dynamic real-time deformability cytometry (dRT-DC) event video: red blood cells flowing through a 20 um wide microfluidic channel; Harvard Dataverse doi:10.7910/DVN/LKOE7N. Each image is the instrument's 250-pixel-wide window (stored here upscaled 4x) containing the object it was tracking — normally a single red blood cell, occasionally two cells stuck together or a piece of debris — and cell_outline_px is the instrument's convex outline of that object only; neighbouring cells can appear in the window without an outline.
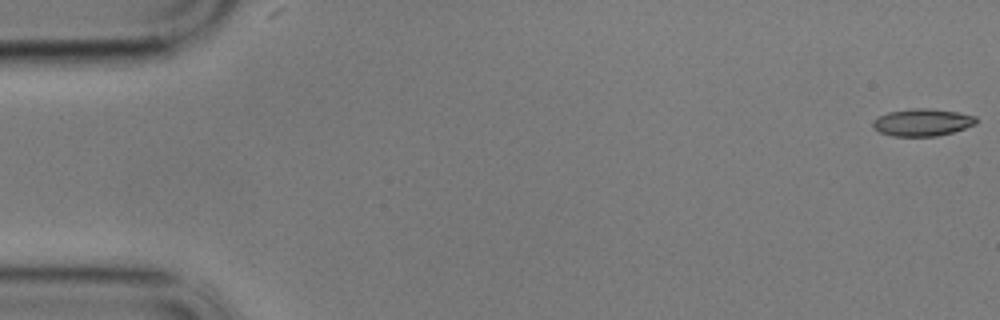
{"species": "common noctule bat (a hibernating species)", "species_latin": "Nyctalus noctula", "temperature_condition": "cold", "stored_images_in_passage": 58, "camera_frame_rate_fps": 3000, "um_per_image_px": 0.085, "animal": {"sex": "male", "body_mass_g": 17.9}, "frame": {"image": 1, "passage_image": 1, "time_ms": 0.0, "image_size_px": [1000, 320], "cell_outline_px": [[976, 124], [952, 132], [936, 136], [892, 136], [880, 132], [872, 128], [872, 120], [876, 116], [888, 112], [912, 108], [928, 108], [956, 112], [976, 116]], "centroid_in_image_um": [78.33, 10.4], "position_along_channel_um": 6.7, "area_um2": 16.47}}
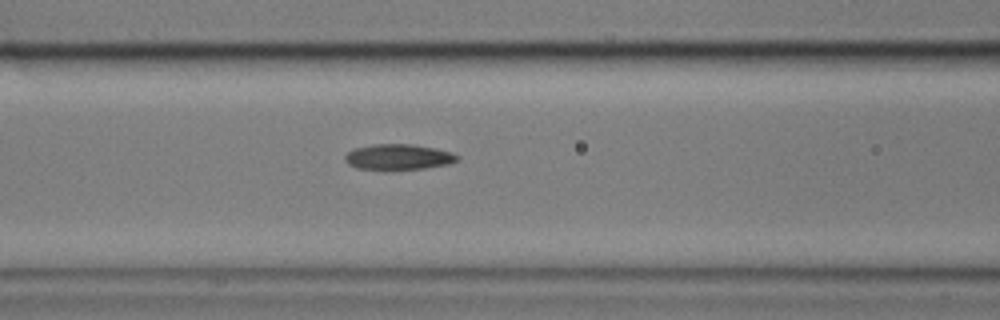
{"frame": {"image": 2, "passage_image": 24, "time_ms": 7.667, "image_size_px": [1000, 320], "cell_outline_px": [[460, 160], [448, 164], [424, 168], [388, 172], [384, 172], [356, 168], [348, 164], [344, 160], [344, 156], [352, 148], [372, 144], [412, 144], [436, 148], [452, 152], [460, 156]], "centroid_in_image_um": [33.83, 13.37], "position_along_channel_um": 132.8, "area_um2": 17.63}}
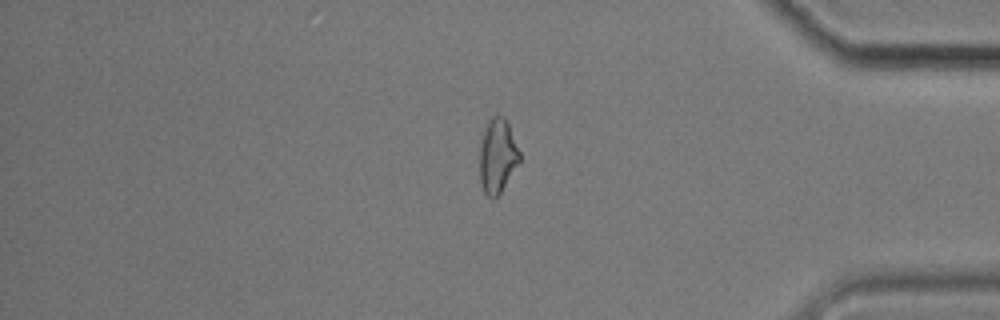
{"frame": {"image": 3, "passage_image": 49, "time_ms": 16.0, "image_size_px": [1000, 320], "cell_outline_px": [[520, 160], [500, 192], [492, 200], [484, 192], [480, 184], [480, 144], [488, 120], [492, 116], [504, 116], [508, 120], [520, 152]], "centroid_in_image_um": [42.29, 13.22], "position_along_channel_um": 392.9, "area_um2": 17.22}, "authors_computed_cell_mechanics": {"area_um2": 17.0799, "velocity_mm_per_s": 3.4355, "shape_relaxation_time_tau1_ms": 5.4558, "shape_relaxation_time_tau2_ms": 6.2551, "deformation_change_tau1": 0.139, "deformation_change_tau2": 0.1387}}